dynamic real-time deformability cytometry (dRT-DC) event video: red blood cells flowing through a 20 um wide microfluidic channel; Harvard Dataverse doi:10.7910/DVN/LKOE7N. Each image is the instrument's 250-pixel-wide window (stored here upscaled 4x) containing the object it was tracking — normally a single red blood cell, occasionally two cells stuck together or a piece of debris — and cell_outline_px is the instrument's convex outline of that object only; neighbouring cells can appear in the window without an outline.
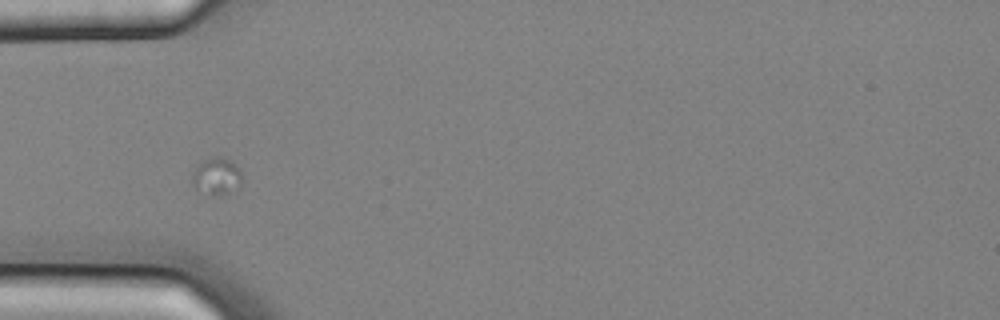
{"species": "common noctule bat (a hibernating species)", "species_latin": "Nyctalus noctula", "temperature_condition": "cold", "stored_images_in_passage": 4, "camera_frame_rate_fps": 3000, "um_per_image_px": 0.085, "animal": {"sex": "male", "body_mass_g": 20.4}, "frame": {"image": 1, "passage_image": 1, "time_ms": 0.0, "image_size_px": [1000, 320], "cell_outline_px": [[244, 180], [228, 192], [220, 196], [216, 196], [196, 188], [192, 184], [192, 172], [196, 164], [212, 156], [220, 156], [236, 164], [240, 168], [244, 176]], "centroid_in_image_um": [18.42, 14.94], "position_along_channel_um": 66.6, "area_um2": 10.87}}